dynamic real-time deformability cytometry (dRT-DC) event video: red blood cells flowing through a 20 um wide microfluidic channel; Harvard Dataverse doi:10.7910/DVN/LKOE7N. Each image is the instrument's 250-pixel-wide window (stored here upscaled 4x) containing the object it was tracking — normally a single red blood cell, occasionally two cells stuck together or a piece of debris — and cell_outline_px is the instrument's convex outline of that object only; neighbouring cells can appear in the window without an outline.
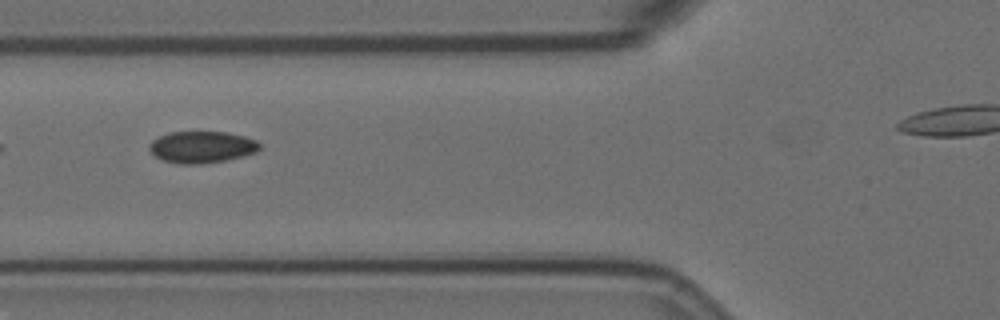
{"species": "Egyptian fruit bat (a non-hibernating species)", "species_latin": "Rousettus aegyptiacus", "temperature_condition": "room temperature", "stored_images_in_passage": 12, "camera_frame_rate_fps": 3000, "um_per_image_px": 0.085, "animal": {"sex": "female"}, "frame": {"image": 1, "passage_image": 4, "time_ms": 4.333, "image_size_px": [1000, 320], "cell_outline_px": [[260, 148], [256, 152], [244, 156], [224, 160], [200, 164], [180, 164], [164, 160], [156, 156], [148, 148], [148, 144], [152, 140], [168, 132], [228, 132], [244, 136], [256, 140], [260, 144]], "centroid_in_image_um": [17.16, 12.49], "position_along_channel_um": 108.6, "area_um2": 20.35}}
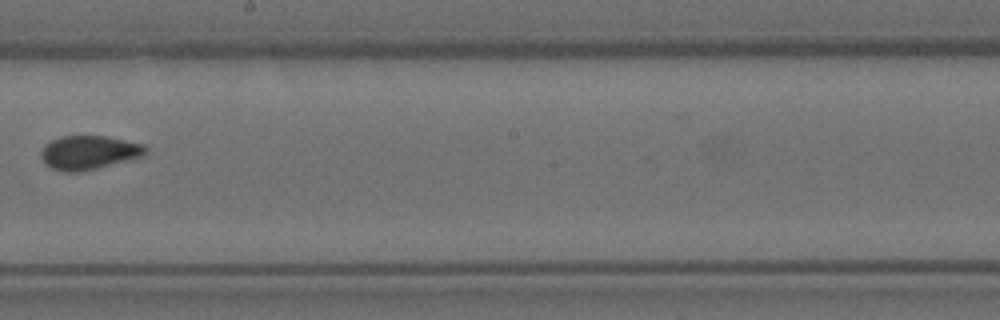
{"frame": {"image": 2, "passage_image": 7, "time_ms": 8.0, "image_size_px": [1000, 320], "cell_outline_px": [[148, 152], [144, 156], [84, 172], [64, 172], [52, 168], [40, 156], [40, 152], [44, 144], [60, 136], [104, 136], [144, 144], [148, 148]], "centroid_in_image_um": [7.58, 12.97], "position_along_channel_um": 240.6, "area_um2": 20.81}}
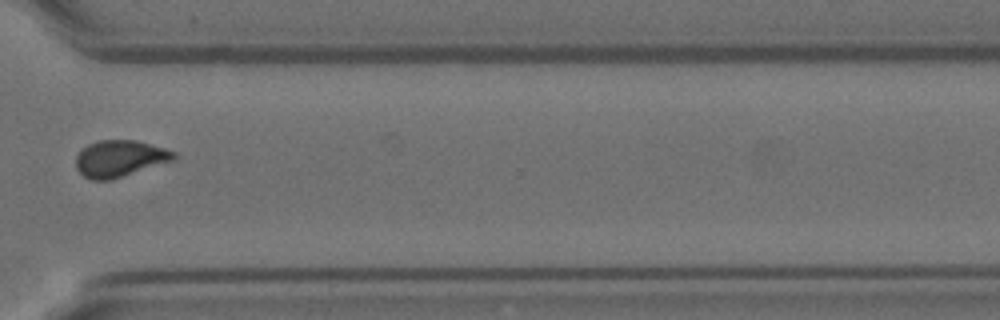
{"frame": {"image": 3, "passage_image": 10, "time_ms": 11.333, "image_size_px": [1000, 320], "cell_outline_px": [[176, 156], [172, 160], [112, 180], [92, 180], [84, 176], [76, 168], [76, 156], [88, 144], [96, 140], [136, 140], [164, 148], [176, 152]], "centroid_in_image_um": [10.15, 13.47], "position_along_channel_um": 360.4, "area_um2": 20.69}, "authors_computed_cell_mechanics": {"area_um2": 20.8369, "velocity_mm_per_s": 3.6112, "shape_relaxation_time_tau1_ms": null, "shape_relaxation_time_tau2_ms": 2.151, "deformation_change_tau1": null, "deformation_change_tau2": 0.0681}}